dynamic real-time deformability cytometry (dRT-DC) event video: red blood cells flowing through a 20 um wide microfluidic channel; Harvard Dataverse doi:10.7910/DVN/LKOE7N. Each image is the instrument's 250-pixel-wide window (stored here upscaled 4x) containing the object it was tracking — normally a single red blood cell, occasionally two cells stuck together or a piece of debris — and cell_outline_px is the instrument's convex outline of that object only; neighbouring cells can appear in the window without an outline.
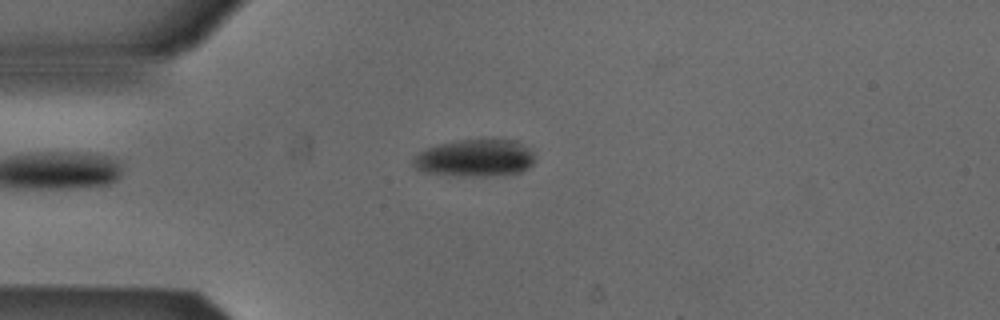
{"species": "Egyptian fruit bat (a non-hibernating species)", "species_latin": "Rousettus aegyptiacus", "temperature_condition": "cold", "stored_images_in_passage": 3, "camera_frame_rate_fps": 3000, "um_per_image_px": 0.085, "animal": {"sex": "male"}, "frame": {"image": 1, "passage_image": 3, "time_ms": 0.667, "image_size_px": [1000, 320], "cell_outline_px": [[532, 164], [528, 168], [520, 172], [484, 176], [472, 176], [424, 172], [416, 168], [412, 164], [412, 160], [420, 152], [428, 148], [440, 144], [460, 140], [516, 140], [528, 148], [532, 152]], "centroid_in_image_um": [40.37, 13.43], "position_along_channel_um": 44.6, "area_um2": 25.78}}